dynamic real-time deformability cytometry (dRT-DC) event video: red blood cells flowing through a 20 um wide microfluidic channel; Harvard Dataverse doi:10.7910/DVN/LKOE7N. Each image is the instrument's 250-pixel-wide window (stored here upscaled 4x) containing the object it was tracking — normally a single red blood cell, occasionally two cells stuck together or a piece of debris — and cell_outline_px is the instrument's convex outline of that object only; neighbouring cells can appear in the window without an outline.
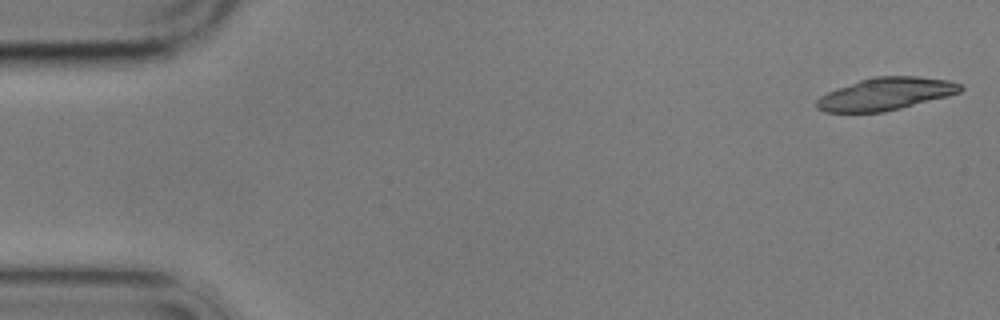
{"species": "common noctule bat (a hibernating species)", "species_latin": "Nyctalus noctula", "temperature_condition": "cold", "stored_images_in_passage": 15, "camera_frame_rate_fps": 3000, "um_per_image_px": 0.085, "animal": {"sex": "male", "body_mass_g": 17.9}, "frame": {"image": 1, "passage_image": 1, "time_ms": 0.0, "image_size_px": [1000, 320], "cell_outline_px": [[964, 88], [960, 92], [948, 96], [884, 112], [824, 112], [816, 108], [816, 100], [820, 96], [828, 92], [860, 80], [876, 76], [916, 76], [948, 80], [960, 84]], "centroid_in_image_um": [75.29, 7.98], "position_along_channel_um": 9.7, "area_um2": 26.99}}
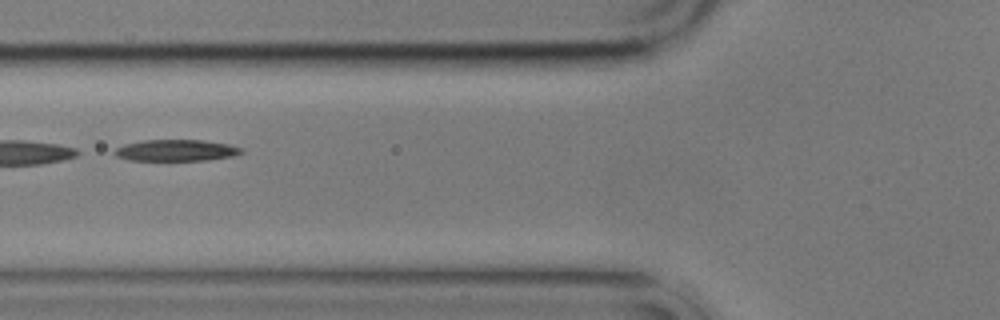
{"frame": {"image": 2, "passage_image": 6, "time_ms": 6.667, "image_size_px": [1000, 320], "cell_outline_px": [[244, 152], [232, 156], [208, 160], [128, 160], [116, 156], [112, 152], [116, 148], [124, 144], [144, 140], [204, 140], [228, 144], [244, 148]], "centroid_in_image_um": [14.97, 12.78], "position_along_channel_um": 110.8, "area_um2": 15.9}, "authors_computed_cell_mechanics": {"area_um2": 16.6464, "velocity_mm_per_s": 3.4698, "shape_relaxation_time_tau1_ms": 2.582, "shape_relaxation_time_tau2_ms": 6.9092, "deformation_change_tau1": 0.1263, "deformation_change_tau2": 0.157}}